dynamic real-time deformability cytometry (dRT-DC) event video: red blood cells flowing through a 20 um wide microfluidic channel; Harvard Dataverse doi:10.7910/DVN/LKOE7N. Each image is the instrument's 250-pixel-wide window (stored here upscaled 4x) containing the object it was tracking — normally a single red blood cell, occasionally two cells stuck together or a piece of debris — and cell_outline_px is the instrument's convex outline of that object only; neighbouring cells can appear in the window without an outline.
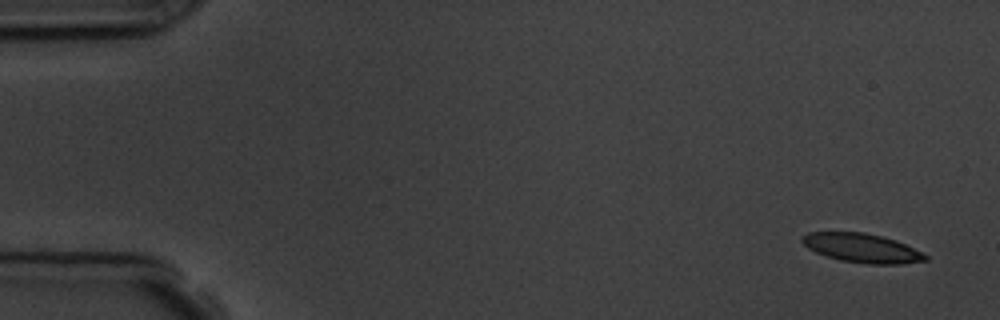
{"species": "common noctule bat (a hibernating species)", "species_latin": "Nyctalus noctula", "temperature_condition": "room temperature", "stored_images_in_passage": 7, "camera_frame_rate_fps": 3000, "um_per_image_px": 0.085, "animal": {"sex": "male", "body_mass_g": 19.5, "forearm_length_mm": 54.6}, "frame": {"image": 1, "passage_image": 1, "time_ms": 0.0, "image_size_px": [1000, 320], "cell_outline_px": [[928, 260], [904, 264], [868, 264], [840, 260], [816, 252], [808, 248], [800, 240], [800, 236], [808, 232], [864, 232], [896, 240], [928, 256]], "centroid_in_image_um": [73.24, 21.08], "position_along_channel_um": 11.8, "area_um2": 20.75}}
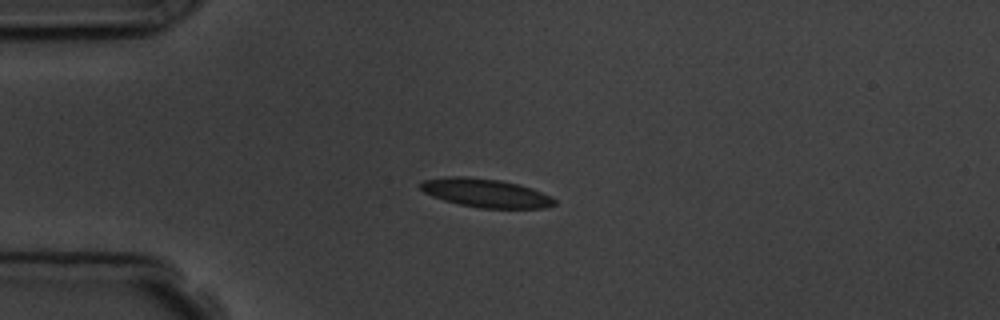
{"frame": {"image": 2, "passage_image": 4, "time_ms": 3.667, "image_size_px": [1000, 320], "cell_outline_px": [[556, 204], [548, 208], [480, 208], [460, 204], [444, 200], [432, 196], [424, 192], [416, 184], [424, 180], [448, 176], [460, 176], [500, 180], [520, 184], [532, 188], [552, 196], [556, 200]], "centroid_in_image_um": [41.3, 16.4], "position_along_channel_um": 43.7, "area_um2": 22.48}}
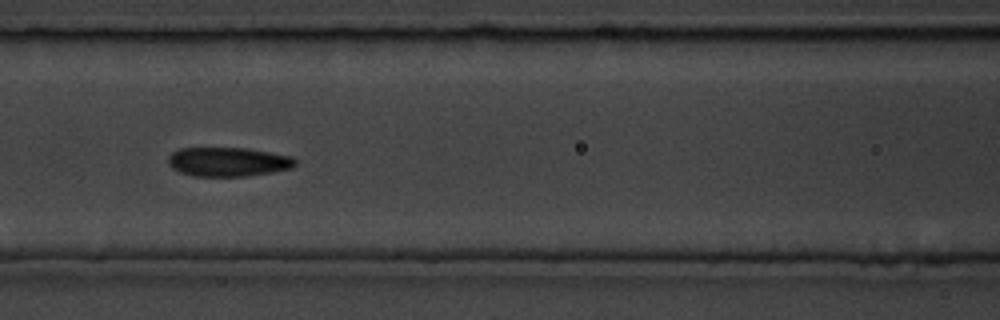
{"frame": {"image": 3, "passage_image": 7, "time_ms": 7.0, "image_size_px": [1000, 320], "cell_outline_px": [[296, 164], [292, 168], [272, 172], [244, 176], [192, 176], [180, 172], [172, 168], [168, 164], [168, 156], [172, 152], [180, 148], [244, 148], [292, 156], [296, 160]], "centroid_in_image_um": [19.36, 13.75], "position_along_channel_um": 147.2, "area_um2": 21.56}}